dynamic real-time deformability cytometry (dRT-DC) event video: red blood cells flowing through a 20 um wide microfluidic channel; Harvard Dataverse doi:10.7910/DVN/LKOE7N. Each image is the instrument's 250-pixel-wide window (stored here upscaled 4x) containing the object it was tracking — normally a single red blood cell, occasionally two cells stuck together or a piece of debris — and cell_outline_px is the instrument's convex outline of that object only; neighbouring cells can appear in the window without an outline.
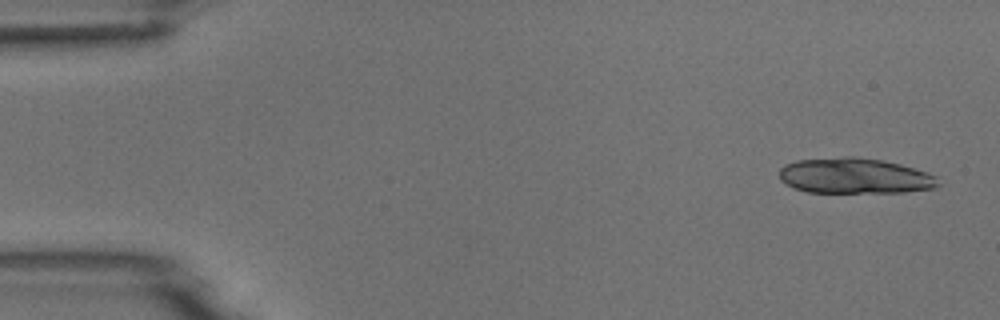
{"species": "common noctule bat (a hibernating species)", "species_latin": "Nyctalus noctula", "temperature_condition": "room temperature", "stored_images_in_passage": 6, "camera_frame_rate_fps": 3000, "um_per_image_px": 0.085, "animal": {"sex": "male", "body_mass_g": 18.8}, "frame": {"image": 1, "passage_image": 1, "time_ms": 0.0, "image_size_px": [1000, 320], "cell_outline_px": [[940, 184], [936, 188], [904, 192], [808, 192], [792, 188], [780, 180], [780, 168], [784, 164], [796, 160], [844, 156], [852, 156], [884, 160], [900, 164], [928, 172], [936, 176]], "centroid_in_image_um": [72.65, 14.94], "position_along_channel_um": 12.4, "area_um2": 33.23}}
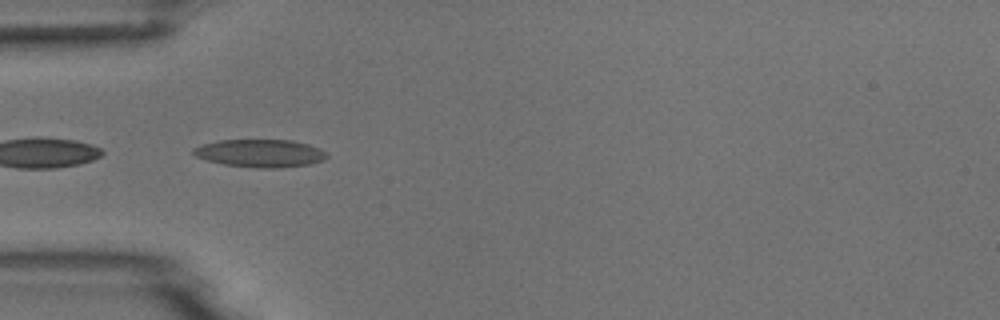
{"frame": {"image": 2, "passage_image": 5, "time_ms": 4.667, "image_size_px": [1000, 320], "cell_outline_px": [[328, 156], [324, 160], [308, 164], [280, 168], [256, 168], [224, 164], [208, 160], [196, 156], [192, 152], [192, 148], [200, 144], [220, 140], [292, 140], [308, 144], [320, 148]], "centroid_in_image_um": [22.1, 13.02], "position_along_channel_um": 62.9, "area_um2": 21.62}}